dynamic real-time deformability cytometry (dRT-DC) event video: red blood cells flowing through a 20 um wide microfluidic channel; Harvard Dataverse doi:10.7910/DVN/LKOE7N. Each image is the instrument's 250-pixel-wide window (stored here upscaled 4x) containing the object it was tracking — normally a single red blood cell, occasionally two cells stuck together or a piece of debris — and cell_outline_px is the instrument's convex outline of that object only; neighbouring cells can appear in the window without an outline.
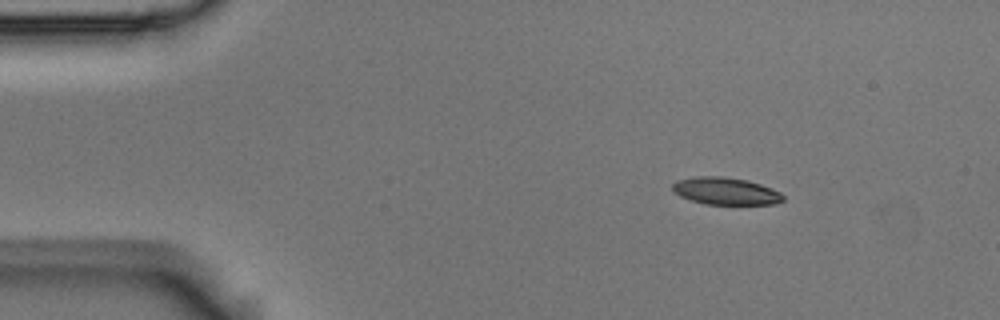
{"species": "Egyptian fruit bat (a non-hibernating species)", "species_latin": "Rousettus aegyptiacus", "temperature_condition": "room temperature", "stored_images_in_passage": 3, "camera_frame_rate_fps": 3000, "um_per_image_px": 0.085, "animal": {"sex": "male"}, "frame": {"image": 1, "passage_image": 1, "time_ms": 0.0, "image_size_px": [1000, 320], "cell_outline_px": [[784, 200], [776, 204], [704, 204], [680, 196], [672, 192], [672, 184], [676, 180], [696, 176], [724, 176], [744, 180], [760, 184], [780, 192], [784, 196]], "centroid_in_image_um": [61.65, 16.24], "position_along_channel_um": 23.4, "area_um2": 17.57}}